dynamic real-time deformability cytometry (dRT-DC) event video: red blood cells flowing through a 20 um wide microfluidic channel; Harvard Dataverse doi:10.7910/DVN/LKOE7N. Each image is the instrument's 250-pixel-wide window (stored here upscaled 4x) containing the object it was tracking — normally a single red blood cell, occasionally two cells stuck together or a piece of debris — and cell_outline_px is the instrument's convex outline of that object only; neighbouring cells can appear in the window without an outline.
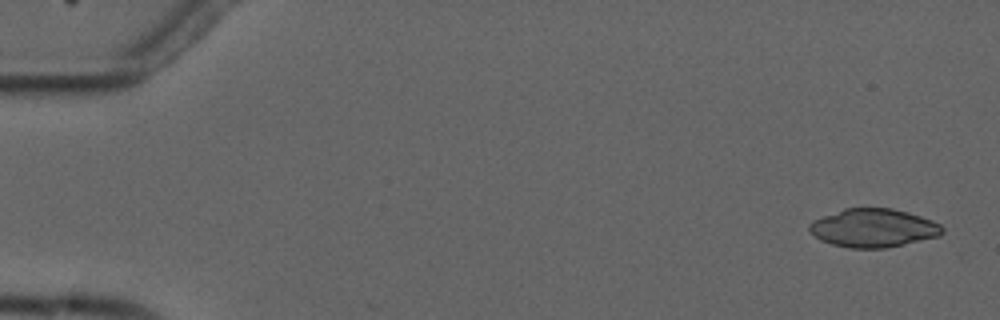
{"species": "common noctule bat (a hibernating species)", "species_latin": "Nyctalus noctula", "temperature_condition": "cold", "stored_images_in_passage": 4, "camera_frame_rate_fps": 3000, "um_per_image_px": 0.085, "animal": {"sex": "male", "forearm_length_mm": 52.5}, "frame": {"image": 1, "passage_image": 1, "time_ms": 0.0, "image_size_px": [1000, 320], "cell_outline_px": [[944, 232], [940, 236], [904, 244], [884, 248], [852, 248], [832, 244], [820, 240], [808, 228], [808, 224], [812, 220], [844, 208], [892, 208], [908, 212], [932, 220], [940, 224], [944, 228]], "centroid_in_image_um": [74.25, 19.37], "position_along_channel_um": 10.8, "area_um2": 29.77}}